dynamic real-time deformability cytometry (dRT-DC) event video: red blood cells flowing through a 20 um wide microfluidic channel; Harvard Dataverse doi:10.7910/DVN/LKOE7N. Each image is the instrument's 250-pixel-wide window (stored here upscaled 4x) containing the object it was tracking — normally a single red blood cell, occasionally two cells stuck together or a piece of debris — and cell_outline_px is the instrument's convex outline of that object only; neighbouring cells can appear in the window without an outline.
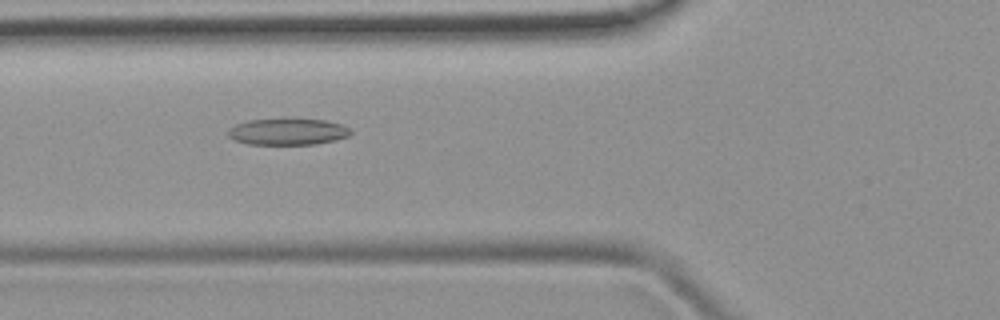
{"species": "common noctule bat (a hibernating species)", "species_latin": "Nyctalus noctula", "temperature_condition": "room temperature", "stored_images_in_passage": 44, "camera_frame_rate_fps": 3000, "um_per_image_px": 0.085, "animal": {"sex": "female", "body_mass_g": 19.9}, "frame": {"image": 1, "passage_image": 13, "time_ms": 4.0, "image_size_px": [1000, 320], "cell_outline_px": [[352, 132], [348, 136], [336, 140], [316, 144], [248, 144], [232, 140], [228, 136], [228, 128], [236, 124], [248, 120], [324, 120], [340, 124], [348, 128]], "centroid_in_image_um": [24.42, 11.21], "position_along_channel_um": 101.4, "area_um2": 18.61}}
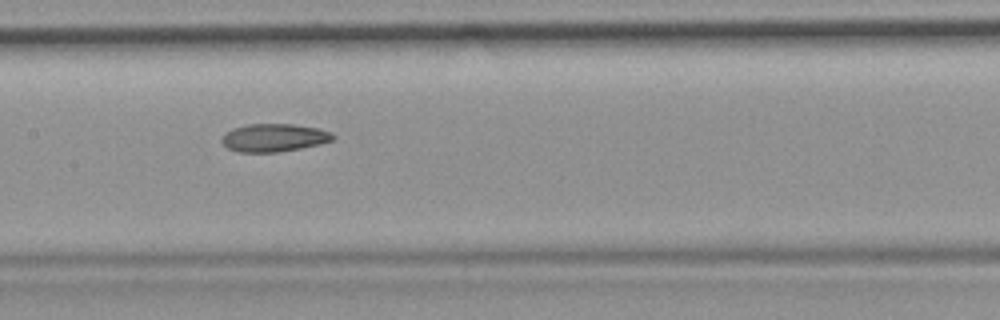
{"frame": {"image": 2, "passage_image": 19, "time_ms": 6.0, "image_size_px": [1000, 320], "cell_outline_px": [[336, 136], [332, 140], [320, 144], [300, 148], [276, 152], [236, 152], [228, 148], [220, 140], [224, 132], [232, 128], [248, 124], [292, 124], [320, 128], [332, 132]], "centroid_in_image_um": [23.28, 11.69], "position_along_channel_um": 184.1, "area_um2": 18.26}}